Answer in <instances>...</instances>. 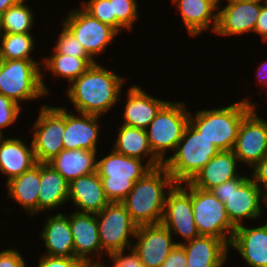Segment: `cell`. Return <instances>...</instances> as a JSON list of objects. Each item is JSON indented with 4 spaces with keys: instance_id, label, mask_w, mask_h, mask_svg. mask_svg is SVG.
Listing matches in <instances>:
<instances>
[{
    "instance_id": "6da1fadb",
    "label": "cell",
    "mask_w": 267,
    "mask_h": 267,
    "mask_svg": "<svg viewBox=\"0 0 267 267\" xmlns=\"http://www.w3.org/2000/svg\"><path fill=\"white\" fill-rule=\"evenodd\" d=\"M107 68L95 62L66 87L75 112L104 116L120 102L125 77Z\"/></svg>"
},
{
    "instance_id": "7a4b0ae2",
    "label": "cell",
    "mask_w": 267,
    "mask_h": 267,
    "mask_svg": "<svg viewBox=\"0 0 267 267\" xmlns=\"http://www.w3.org/2000/svg\"><path fill=\"white\" fill-rule=\"evenodd\" d=\"M174 184L171 174L163 165L137 180L122 201L131 219L138 226L161 223L166 195Z\"/></svg>"
},
{
    "instance_id": "3957f363",
    "label": "cell",
    "mask_w": 267,
    "mask_h": 267,
    "mask_svg": "<svg viewBox=\"0 0 267 267\" xmlns=\"http://www.w3.org/2000/svg\"><path fill=\"white\" fill-rule=\"evenodd\" d=\"M256 106L244 97L235 103L212 109L190 112L189 122L220 150H233L243 118Z\"/></svg>"
},
{
    "instance_id": "277c9868",
    "label": "cell",
    "mask_w": 267,
    "mask_h": 267,
    "mask_svg": "<svg viewBox=\"0 0 267 267\" xmlns=\"http://www.w3.org/2000/svg\"><path fill=\"white\" fill-rule=\"evenodd\" d=\"M210 191L224 203L227 217L235 228L244 225L245 219H259L264 212L262 208H267V195L249 175L223 182Z\"/></svg>"
},
{
    "instance_id": "5b68a950",
    "label": "cell",
    "mask_w": 267,
    "mask_h": 267,
    "mask_svg": "<svg viewBox=\"0 0 267 267\" xmlns=\"http://www.w3.org/2000/svg\"><path fill=\"white\" fill-rule=\"evenodd\" d=\"M219 151L189 122L175 151L167 157L163 166L175 183L190 182Z\"/></svg>"
},
{
    "instance_id": "8992f818",
    "label": "cell",
    "mask_w": 267,
    "mask_h": 267,
    "mask_svg": "<svg viewBox=\"0 0 267 267\" xmlns=\"http://www.w3.org/2000/svg\"><path fill=\"white\" fill-rule=\"evenodd\" d=\"M142 159L128 157L111 148L109 154L97 158V172L109 202H122L133 188L153 168Z\"/></svg>"
},
{
    "instance_id": "52a82bcc",
    "label": "cell",
    "mask_w": 267,
    "mask_h": 267,
    "mask_svg": "<svg viewBox=\"0 0 267 267\" xmlns=\"http://www.w3.org/2000/svg\"><path fill=\"white\" fill-rule=\"evenodd\" d=\"M42 61L25 59L2 60L0 64V94L19 106L23 102L46 98L42 86Z\"/></svg>"
},
{
    "instance_id": "ba28073f",
    "label": "cell",
    "mask_w": 267,
    "mask_h": 267,
    "mask_svg": "<svg viewBox=\"0 0 267 267\" xmlns=\"http://www.w3.org/2000/svg\"><path fill=\"white\" fill-rule=\"evenodd\" d=\"M190 111L183 102L168 101L145 129L153 154L164 163L174 152L189 123Z\"/></svg>"
},
{
    "instance_id": "9c48e42d",
    "label": "cell",
    "mask_w": 267,
    "mask_h": 267,
    "mask_svg": "<svg viewBox=\"0 0 267 267\" xmlns=\"http://www.w3.org/2000/svg\"><path fill=\"white\" fill-rule=\"evenodd\" d=\"M191 202L199 234L221 239L230 247L236 228L227 217L224 203L210 190H203L192 184Z\"/></svg>"
},
{
    "instance_id": "30bf717a",
    "label": "cell",
    "mask_w": 267,
    "mask_h": 267,
    "mask_svg": "<svg viewBox=\"0 0 267 267\" xmlns=\"http://www.w3.org/2000/svg\"><path fill=\"white\" fill-rule=\"evenodd\" d=\"M95 215L101 247L107 256L132 247L138 225L122 202H110Z\"/></svg>"
},
{
    "instance_id": "8fae6325",
    "label": "cell",
    "mask_w": 267,
    "mask_h": 267,
    "mask_svg": "<svg viewBox=\"0 0 267 267\" xmlns=\"http://www.w3.org/2000/svg\"><path fill=\"white\" fill-rule=\"evenodd\" d=\"M66 106L42 104L31 127L34 156L38 163H47L63 150Z\"/></svg>"
},
{
    "instance_id": "7c38bea8",
    "label": "cell",
    "mask_w": 267,
    "mask_h": 267,
    "mask_svg": "<svg viewBox=\"0 0 267 267\" xmlns=\"http://www.w3.org/2000/svg\"><path fill=\"white\" fill-rule=\"evenodd\" d=\"M161 224L173 236L178 235L183 239L176 242L177 245L200 236L194 220L190 182L175 183L168 191Z\"/></svg>"
},
{
    "instance_id": "4fadbf2b",
    "label": "cell",
    "mask_w": 267,
    "mask_h": 267,
    "mask_svg": "<svg viewBox=\"0 0 267 267\" xmlns=\"http://www.w3.org/2000/svg\"><path fill=\"white\" fill-rule=\"evenodd\" d=\"M65 17L62 19V24L79 40L86 53L96 62L95 58L106 52L110 42H114L119 36L114 28L92 17L81 6L70 10Z\"/></svg>"
},
{
    "instance_id": "5bb4252c",
    "label": "cell",
    "mask_w": 267,
    "mask_h": 267,
    "mask_svg": "<svg viewBox=\"0 0 267 267\" xmlns=\"http://www.w3.org/2000/svg\"><path fill=\"white\" fill-rule=\"evenodd\" d=\"M255 106L242 120L233 152L241 164L253 168L267 154V120Z\"/></svg>"
},
{
    "instance_id": "9a60e30c",
    "label": "cell",
    "mask_w": 267,
    "mask_h": 267,
    "mask_svg": "<svg viewBox=\"0 0 267 267\" xmlns=\"http://www.w3.org/2000/svg\"><path fill=\"white\" fill-rule=\"evenodd\" d=\"M175 241L170 231L161 223L141 225L137 227L131 248L145 267H161L177 245Z\"/></svg>"
},
{
    "instance_id": "2e32d148",
    "label": "cell",
    "mask_w": 267,
    "mask_h": 267,
    "mask_svg": "<svg viewBox=\"0 0 267 267\" xmlns=\"http://www.w3.org/2000/svg\"><path fill=\"white\" fill-rule=\"evenodd\" d=\"M69 222L73 235L74 257L84 263L103 261L101 257L104 255L108 257L101 247L95 214L74 211L69 213Z\"/></svg>"
},
{
    "instance_id": "e0dca14e",
    "label": "cell",
    "mask_w": 267,
    "mask_h": 267,
    "mask_svg": "<svg viewBox=\"0 0 267 267\" xmlns=\"http://www.w3.org/2000/svg\"><path fill=\"white\" fill-rule=\"evenodd\" d=\"M65 108V131L63 133V149H86L98 151L102 116L77 112H69ZM69 112V113H68ZM99 119V120H98Z\"/></svg>"
},
{
    "instance_id": "ac0fdd59",
    "label": "cell",
    "mask_w": 267,
    "mask_h": 267,
    "mask_svg": "<svg viewBox=\"0 0 267 267\" xmlns=\"http://www.w3.org/2000/svg\"><path fill=\"white\" fill-rule=\"evenodd\" d=\"M262 3L240 2L222 5L217 14L215 34L228 37L254 33Z\"/></svg>"
},
{
    "instance_id": "d6986e66",
    "label": "cell",
    "mask_w": 267,
    "mask_h": 267,
    "mask_svg": "<svg viewBox=\"0 0 267 267\" xmlns=\"http://www.w3.org/2000/svg\"><path fill=\"white\" fill-rule=\"evenodd\" d=\"M230 249L236 250L248 267H267V221L251 227H236Z\"/></svg>"
},
{
    "instance_id": "ffe728a7",
    "label": "cell",
    "mask_w": 267,
    "mask_h": 267,
    "mask_svg": "<svg viewBox=\"0 0 267 267\" xmlns=\"http://www.w3.org/2000/svg\"><path fill=\"white\" fill-rule=\"evenodd\" d=\"M68 201L73 203L77 212L93 214L99 213L110 203L97 171L78 177L69 183Z\"/></svg>"
},
{
    "instance_id": "44dd1931",
    "label": "cell",
    "mask_w": 267,
    "mask_h": 267,
    "mask_svg": "<svg viewBox=\"0 0 267 267\" xmlns=\"http://www.w3.org/2000/svg\"><path fill=\"white\" fill-rule=\"evenodd\" d=\"M128 88L127 100H124L123 125L145 130L167 101L152 96L139 85Z\"/></svg>"
},
{
    "instance_id": "7402d4cb",
    "label": "cell",
    "mask_w": 267,
    "mask_h": 267,
    "mask_svg": "<svg viewBox=\"0 0 267 267\" xmlns=\"http://www.w3.org/2000/svg\"><path fill=\"white\" fill-rule=\"evenodd\" d=\"M180 245L185 251L187 267H223L229 258V246L213 236L200 235Z\"/></svg>"
},
{
    "instance_id": "603a6c76",
    "label": "cell",
    "mask_w": 267,
    "mask_h": 267,
    "mask_svg": "<svg viewBox=\"0 0 267 267\" xmlns=\"http://www.w3.org/2000/svg\"><path fill=\"white\" fill-rule=\"evenodd\" d=\"M23 137H6L0 141V172L5 175L6 182L30 170L37 161L34 156L33 144Z\"/></svg>"
},
{
    "instance_id": "cb8c5ba5",
    "label": "cell",
    "mask_w": 267,
    "mask_h": 267,
    "mask_svg": "<svg viewBox=\"0 0 267 267\" xmlns=\"http://www.w3.org/2000/svg\"><path fill=\"white\" fill-rule=\"evenodd\" d=\"M241 164L233 150H220L210 161L194 176L190 183L197 188L210 190L213 187L240 177ZM239 168V169H238ZM238 170V171H237Z\"/></svg>"
},
{
    "instance_id": "d4e9b609",
    "label": "cell",
    "mask_w": 267,
    "mask_h": 267,
    "mask_svg": "<svg viewBox=\"0 0 267 267\" xmlns=\"http://www.w3.org/2000/svg\"><path fill=\"white\" fill-rule=\"evenodd\" d=\"M46 252L44 255L74 257L73 235L71 232L69 213H55L47 217L39 234Z\"/></svg>"
},
{
    "instance_id": "484cf974",
    "label": "cell",
    "mask_w": 267,
    "mask_h": 267,
    "mask_svg": "<svg viewBox=\"0 0 267 267\" xmlns=\"http://www.w3.org/2000/svg\"><path fill=\"white\" fill-rule=\"evenodd\" d=\"M175 4L191 37H197L203 32L215 33L218 10L206 0H171Z\"/></svg>"
},
{
    "instance_id": "4316f807",
    "label": "cell",
    "mask_w": 267,
    "mask_h": 267,
    "mask_svg": "<svg viewBox=\"0 0 267 267\" xmlns=\"http://www.w3.org/2000/svg\"><path fill=\"white\" fill-rule=\"evenodd\" d=\"M41 163L34 165L30 170L5 182L7 197L29 213V216L38 214V195L41 185Z\"/></svg>"
},
{
    "instance_id": "83f0119b",
    "label": "cell",
    "mask_w": 267,
    "mask_h": 267,
    "mask_svg": "<svg viewBox=\"0 0 267 267\" xmlns=\"http://www.w3.org/2000/svg\"><path fill=\"white\" fill-rule=\"evenodd\" d=\"M117 137L113 143V150L128 157L146 160L152 168L163 163L153 154L149 145L146 130L121 124L117 127Z\"/></svg>"
},
{
    "instance_id": "f1b7e54d",
    "label": "cell",
    "mask_w": 267,
    "mask_h": 267,
    "mask_svg": "<svg viewBox=\"0 0 267 267\" xmlns=\"http://www.w3.org/2000/svg\"><path fill=\"white\" fill-rule=\"evenodd\" d=\"M41 185L38 195V214L68 203L69 182L47 163H41ZM63 204V205H62Z\"/></svg>"
},
{
    "instance_id": "f546056e",
    "label": "cell",
    "mask_w": 267,
    "mask_h": 267,
    "mask_svg": "<svg viewBox=\"0 0 267 267\" xmlns=\"http://www.w3.org/2000/svg\"><path fill=\"white\" fill-rule=\"evenodd\" d=\"M97 155V151L86 149H63L47 164L70 183L78 177L97 171Z\"/></svg>"
},
{
    "instance_id": "4dcf8cb0",
    "label": "cell",
    "mask_w": 267,
    "mask_h": 267,
    "mask_svg": "<svg viewBox=\"0 0 267 267\" xmlns=\"http://www.w3.org/2000/svg\"><path fill=\"white\" fill-rule=\"evenodd\" d=\"M52 55L49 57H42L41 71H42V86L45 93L50 95V90L44 81L46 72L50 71L51 76L66 79L68 84L81 76L94 61L91 57H75L70 55L59 54L54 48H52ZM45 72V73H44Z\"/></svg>"
},
{
    "instance_id": "1f68e13d",
    "label": "cell",
    "mask_w": 267,
    "mask_h": 267,
    "mask_svg": "<svg viewBox=\"0 0 267 267\" xmlns=\"http://www.w3.org/2000/svg\"><path fill=\"white\" fill-rule=\"evenodd\" d=\"M33 33H4L0 38V56L2 60L25 59L35 60L32 57L35 49Z\"/></svg>"
},
{
    "instance_id": "d6a6232c",
    "label": "cell",
    "mask_w": 267,
    "mask_h": 267,
    "mask_svg": "<svg viewBox=\"0 0 267 267\" xmlns=\"http://www.w3.org/2000/svg\"><path fill=\"white\" fill-rule=\"evenodd\" d=\"M26 2L19 0L1 15L4 33H32L35 15Z\"/></svg>"
},
{
    "instance_id": "836d02e7",
    "label": "cell",
    "mask_w": 267,
    "mask_h": 267,
    "mask_svg": "<svg viewBox=\"0 0 267 267\" xmlns=\"http://www.w3.org/2000/svg\"><path fill=\"white\" fill-rule=\"evenodd\" d=\"M112 16H115V30L120 34L121 31H132L134 23L138 22L139 13L137 0H110Z\"/></svg>"
},
{
    "instance_id": "e575fe53",
    "label": "cell",
    "mask_w": 267,
    "mask_h": 267,
    "mask_svg": "<svg viewBox=\"0 0 267 267\" xmlns=\"http://www.w3.org/2000/svg\"><path fill=\"white\" fill-rule=\"evenodd\" d=\"M53 48L59 53L75 57H90L84 50L82 44L75 36L62 24L60 34Z\"/></svg>"
},
{
    "instance_id": "d590c367",
    "label": "cell",
    "mask_w": 267,
    "mask_h": 267,
    "mask_svg": "<svg viewBox=\"0 0 267 267\" xmlns=\"http://www.w3.org/2000/svg\"><path fill=\"white\" fill-rule=\"evenodd\" d=\"M80 5L92 17L115 29V16H112L110 0H83Z\"/></svg>"
},
{
    "instance_id": "8d00e7d4",
    "label": "cell",
    "mask_w": 267,
    "mask_h": 267,
    "mask_svg": "<svg viewBox=\"0 0 267 267\" xmlns=\"http://www.w3.org/2000/svg\"><path fill=\"white\" fill-rule=\"evenodd\" d=\"M22 107L8 97L0 94V133L4 136V129H10L21 115Z\"/></svg>"
},
{
    "instance_id": "74e56055",
    "label": "cell",
    "mask_w": 267,
    "mask_h": 267,
    "mask_svg": "<svg viewBox=\"0 0 267 267\" xmlns=\"http://www.w3.org/2000/svg\"><path fill=\"white\" fill-rule=\"evenodd\" d=\"M129 251V252H128ZM113 252L108 256L112 267H145L132 248ZM125 252H128L125 253ZM126 254V255H125Z\"/></svg>"
},
{
    "instance_id": "f35d334b",
    "label": "cell",
    "mask_w": 267,
    "mask_h": 267,
    "mask_svg": "<svg viewBox=\"0 0 267 267\" xmlns=\"http://www.w3.org/2000/svg\"><path fill=\"white\" fill-rule=\"evenodd\" d=\"M37 267H84V262L76 257L40 256Z\"/></svg>"
},
{
    "instance_id": "ab89813d",
    "label": "cell",
    "mask_w": 267,
    "mask_h": 267,
    "mask_svg": "<svg viewBox=\"0 0 267 267\" xmlns=\"http://www.w3.org/2000/svg\"><path fill=\"white\" fill-rule=\"evenodd\" d=\"M0 267H28L23 255L15 248L0 251Z\"/></svg>"
},
{
    "instance_id": "60d3db41",
    "label": "cell",
    "mask_w": 267,
    "mask_h": 267,
    "mask_svg": "<svg viewBox=\"0 0 267 267\" xmlns=\"http://www.w3.org/2000/svg\"><path fill=\"white\" fill-rule=\"evenodd\" d=\"M251 169V178L267 195V154Z\"/></svg>"
},
{
    "instance_id": "b9f144b4",
    "label": "cell",
    "mask_w": 267,
    "mask_h": 267,
    "mask_svg": "<svg viewBox=\"0 0 267 267\" xmlns=\"http://www.w3.org/2000/svg\"><path fill=\"white\" fill-rule=\"evenodd\" d=\"M161 267H187L186 255L181 245H176Z\"/></svg>"
},
{
    "instance_id": "7bdbcfd3",
    "label": "cell",
    "mask_w": 267,
    "mask_h": 267,
    "mask_svg": "<svg viewBox=\"0 0 267 267\" xmlns=\"http://www.w3.org/2000/svg\"><path fill=\"white\" fill-rule=\"evenodd\" d=\"M254 33L261 36L262 42L267 43V1L261 5V12L258 16Z\"/></svg>"
},
{
    "instance_id": "ee69618b",
    "label": "cell",
    "mask_w": 267,
    "mask_h": 267,
    "mask_svg": "<svg viewBox=\"0 0 267 267\" xmlns=\"http://www.w3.org/2000/svg\"><path fill=\"white\" fill-rule=\"evenodd\" d=\"M261 65L258 67L255 74L257 75V79H259L260 84L267 88V60L265 62L260 63ZM267 91V90H266Z\"/></svg>"
},
{
    "instance_id": "f6af8a7d",
    "label": "cell",
    "mask_w": 267,
    "mask_h": 267,
    "mask_svg": "<svg viewBox=\"0 0 267 267\" xmlns=\"http://www.w3.org/2000/svg\"><path fill=\"white\" fill-rule=\"evenodd\" d=\"M19 0H0V15H2L8 8L15 5Z\"/></svg>"
},
{
    "instance_id": "bcb514c9",
    "label": "cell",
    "mask_w": 267,
    "mask_h": 267,
    "mask_svg": "<svg viewBox=\"0 0 267 267\" xmlns=\"http://www.w3.org/2000/svg\"><path fill=\"white\" fill-rule=\"evenodd\" d=\"M107 264H105L103 261H94V262H86L84 264V267H107L105 266ZM108 267H112V266H108Z\"/></svg>"
},
{
    "instance_id": "7dc6e473",
    "label": "cell",
    "mask_w": 267,
    "mask_h": 267,
    "mask_svg": "<svg viewBox=\"0 0 267 267\" xmlns=\"http://www.w3.org/2000/svg\"><path fill=\"white\" fill-rule=\"evenodd\" d=\"M228 3H240V2H265L267 0H224Z\"/></svg>"
},
{
    "instance_id": "c3c4849f",
    "label": "cell",
    "mask_w": 267,
    "mask_h": 267,
    "mask_svg": "<svg viewBox=\"0 0 267 267\" xmlns=\"http://www.w3.org/2000/svg\"><path fill=\"white\" fill-rule=\"evenodd\" d=\"M206 1L212 4L217 10H219L222 7L220 3H222L223 0H206Z\"/></svg>"
},
{
    "instance_id": "681fc988",
    "label": "cell",
    "mask_w": 267,
    "mask_h": 267,
    "mask_svg": "<svg viewBox=\"0 0 267 267\" xmlns=\"http://www.w3.org/2000/svg\"><path fill=\"white\" fill-rule=\"evenodd\" d=\"M4 34L3 27H2V17L0 15V38Z\"/></svg>"
},
{
    "instance_id": "f907efd6",
    "label": "cell",
    "mask_w": 267,
    "mask_h": 267,
    "mask_svg": "<svg viewBox=\"0 0 267 267\" xmlns=\"http://www.w3.org/2000/svg\"><path fill=\"white\" fill-rule=\"evenodd\" d=\"M4 136L0 133V141H1V139L3 138Z\"/></svg>"
}]
</instances>
